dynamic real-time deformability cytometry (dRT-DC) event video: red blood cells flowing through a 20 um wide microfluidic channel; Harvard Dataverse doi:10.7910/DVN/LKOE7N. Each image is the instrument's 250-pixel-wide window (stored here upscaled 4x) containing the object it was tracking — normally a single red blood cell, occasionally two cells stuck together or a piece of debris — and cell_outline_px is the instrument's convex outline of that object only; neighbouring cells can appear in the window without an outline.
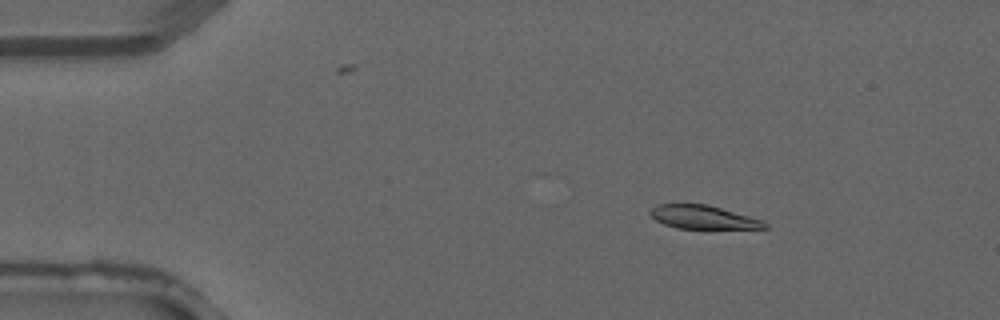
{"species": "common noctule bat (a hibernating species)", "species_latin": "Nyctalus noctula", "temperature_condition": "warm", "stored_images_in_passage": 4, "camera_frame_rate_fps": 3000, "um_per_image_px": 0.085, "animal": {"sex": "male", "forearm_length_mm": 52.5}, "frame": {"image": 1, "passage_image": 2, "time_ms": 0.333, "image_size_px": [1000, 320], "cell_outline_px": [[768, 228], [676, 228], [664, 224], [656, 220], [648, 212], [656, 204], [708, 204], [764, 220], [768, 224]], "centroid_in_image_um": [59.77, 18.45], "position_along_channel_um": 25.2, "area_um2": 15.61}}
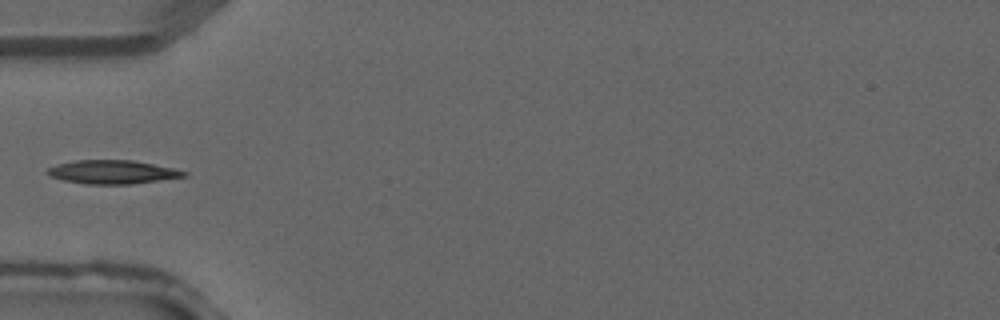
{"frame": {"image": 2, "passage_image": 4, "time_ms": 1.0, "image_size_px": [1000, 320], "cell_outline_px": [[188, 176], [132, 184], [84, 184], [64, 180], [48, 176], [44, 172], [48, 168], [56, 164], [76, 160], [132, 160], [172, 168], [188, 172]], "centroid_in_image_um": [9.51, 14.62], "position_along_channel_um": 75.5, "area_um2": 18.84}}